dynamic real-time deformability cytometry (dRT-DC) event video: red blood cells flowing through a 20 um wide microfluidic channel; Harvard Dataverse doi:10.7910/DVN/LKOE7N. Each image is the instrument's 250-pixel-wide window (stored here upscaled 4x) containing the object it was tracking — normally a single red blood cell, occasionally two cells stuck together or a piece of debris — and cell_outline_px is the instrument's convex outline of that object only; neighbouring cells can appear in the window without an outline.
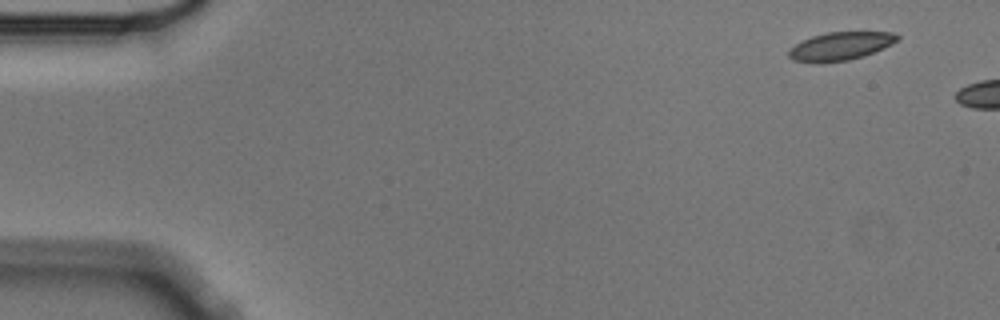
{"species": "Egyptian fruit bat (a non-hibernating species)", "species_latin": "Rousettus aegyptiacus", "temperature_condition": "cold", "stored_images_in_passage": 2, "camera_frame_rate_fps": 3000, "um_per_image_px": 0.085, "animal": {"sex": "male"}, "frame": {"image": 1, "passage_image": 1, "time_ms": 0.0, "image_size_px": [1000, 320], "cell_outline_px": [[900, 40], [884, 48], [864, 56], [848, 60], [816, 64], [792, 60], [788, 56], [788, 48], [812, 36], [828, 32], [896, 32], [900, 36]], "centroid_in_image_um": [71.44, 3.93], "position_along_channel_um": 13.6, "area_um2": 18.15}}